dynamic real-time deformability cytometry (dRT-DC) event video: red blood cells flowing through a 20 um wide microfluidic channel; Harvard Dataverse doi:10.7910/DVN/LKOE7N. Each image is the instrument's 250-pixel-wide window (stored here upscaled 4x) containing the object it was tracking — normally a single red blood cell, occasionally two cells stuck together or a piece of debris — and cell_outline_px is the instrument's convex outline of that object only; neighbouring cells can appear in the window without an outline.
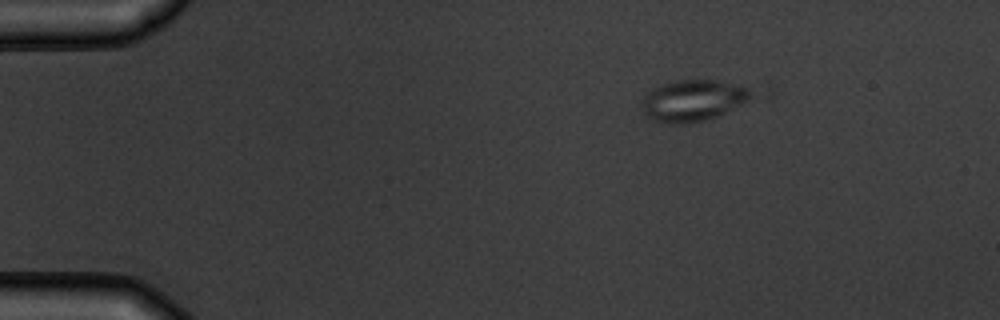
{"species": "common noctule bat (a hibernating species)", "species_latin": "Nyctalus noctula", "temperature_condition": "warm", "stored_images_in_passage": 3, "camera_frame_rate_fps": 3000, "um_per_image_px": 0.085, "animal": {"sex": "male", "body_mass_g": 19.5, "forearm_length_mm": 54.6}, "frame": {"image": 1, "passage_image": 1, "time_ms": 0.0, "image_size_px": [1000, 320], "cell_outline_px": [[776, 92], [772, 96], [716, 116], [704, 120], [688, 124], [664, 124], [652, 120], [644, 112], [644, 96], [648, 92], [660, 84], [676, 80], [716, 80], [772, 88]], "centroid_in_image_um": [59.44, 8.49], "position_along_channel_um": 25.6, "area_um2": 29.19}}